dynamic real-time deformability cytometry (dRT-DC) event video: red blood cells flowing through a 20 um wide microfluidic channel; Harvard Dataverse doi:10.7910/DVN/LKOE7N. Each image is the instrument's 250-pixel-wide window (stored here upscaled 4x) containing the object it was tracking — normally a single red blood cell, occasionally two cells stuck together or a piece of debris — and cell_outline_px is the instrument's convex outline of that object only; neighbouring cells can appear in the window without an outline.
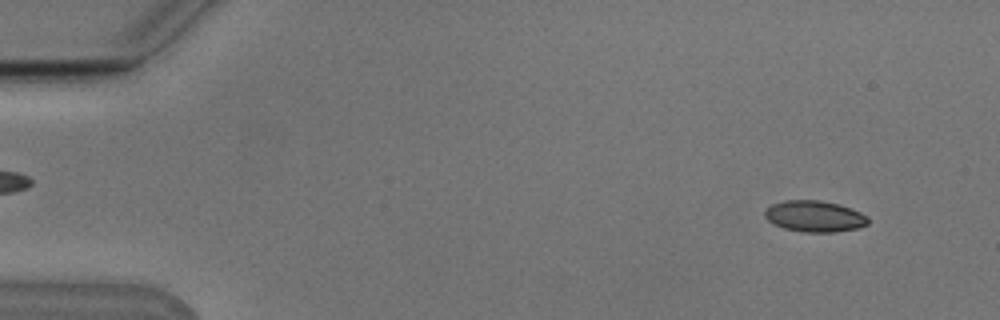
{"species": "Egyptian fruit bat (a non-hibernating species)", "species_latin": "Rousettus aegyptiacus", "temperature_condition": "cold", "stored_images_in_passage": 54, "camera_frame_rate_fps": 3000, "um_per_image_px": 0.085, "animal": {"sex": "male"}, "frame": {"image": 1, "passage_image": 4, "time_ms": 1.0, "image_size_px": [1000, 320], "cell_outline_px": [[868, 224], [856, 228], [836, 232], [804, 232], [784, 228], [768, 220], [764, 216], [764, 212], [772, 204], [784, 200], [820, 200], [840, 204], [852, 208], [868, 216]], "centroid_in_image_um": [69.26, 18.37], "position_along_channel_um": 15.7, "area_um2": 18.79}}
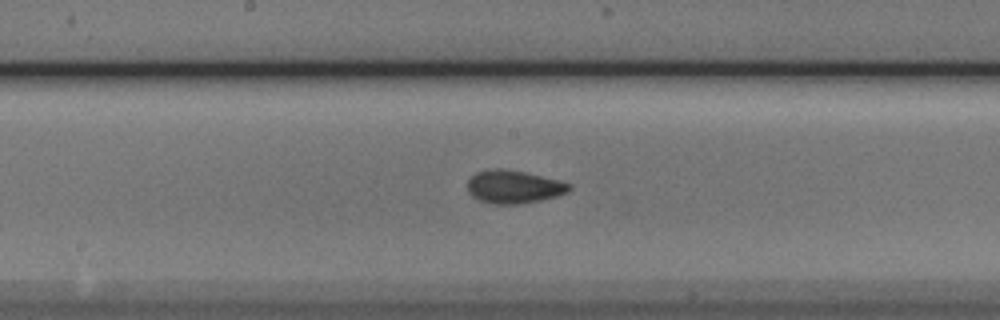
{"frame": {"image": 2, "passage_image": 28, "time_ms": 9.0, "image_size_px": [1000, 320], "cell_outline_px": [[572, 188], [568, 192], [556, 196], [540, 200], [520, 204], [492, 204], [480, 200], [472, 196], [468, 192], [468, 180], [476, 172], [492, 168], [500, 168], [524, 172], [560, 180], [572, 184]], "centroid_in_image_um": [43.68, 15.88], "position_along_channel_um": 204.5, "area_um2": 19.65}}
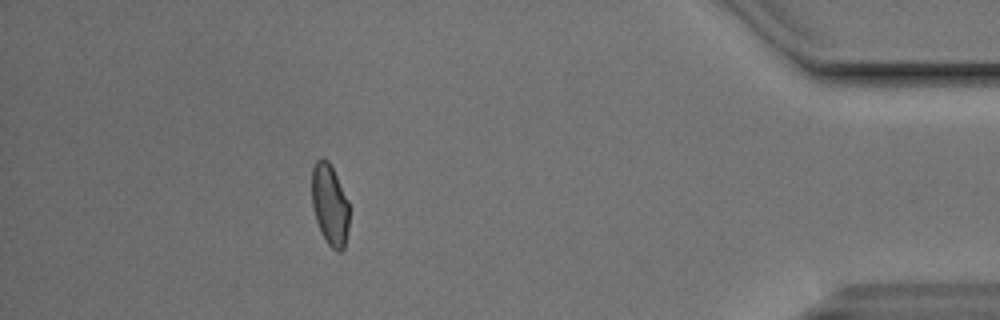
{"frame": {"image": 3, "passage_image": 48, "time_ms": 15.667, "image_size_px": [1000, 320], "cell_outline_px": [[348, 228], [344, 248], [340, 252], [336, 252], [328, 244], [320, 232], [312, 208], [312, 168], [316, 160], [324, 156], [328, 160], [348, 200]], "centroid_in_image_um": [28.01, 17.4], "position_along_channel_um": 407.2, "area_um2": 17.74}, "authors_computed_cell_mechanics": {"area_um2": 18.6405, "velocity_mm_per_s": 3.7905, "shape_relaxation_time_tau1_ms": 4.3327, "shape_relaxation_time_tau2_ms": 1.7898, "deformation_change_tau1": 0.1125, "deformation_change_tau2": 0.0577}}